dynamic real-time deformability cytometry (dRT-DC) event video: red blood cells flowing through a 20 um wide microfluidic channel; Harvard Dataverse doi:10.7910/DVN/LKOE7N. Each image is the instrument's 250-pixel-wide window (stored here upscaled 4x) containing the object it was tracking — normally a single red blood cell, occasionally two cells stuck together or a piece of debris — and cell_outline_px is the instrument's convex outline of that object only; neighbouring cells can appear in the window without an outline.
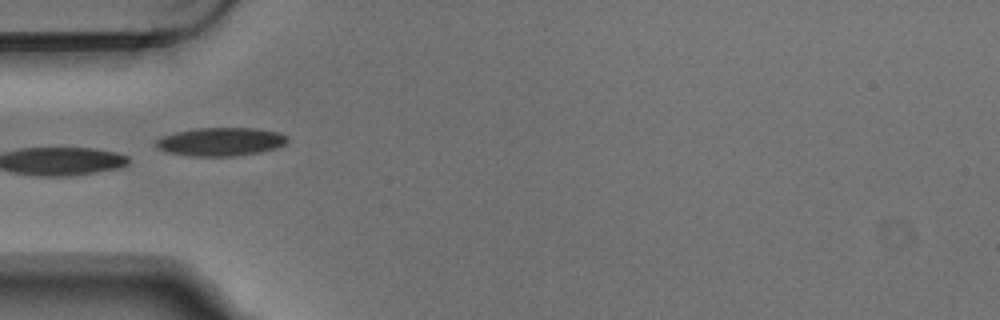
{"species": "Egyptian fruit bat (a non-hibernating species)", "species_latin": "Rousettus aegyptiacus", "temperature_condition": "warm", "stored_images_in_passage": 6, "camera_frame_rate_fps": 3000, "um_per_image_px": 0.085, "animal": {"sex": "male"}, "frame": {"image": 1, "passage_image": 5, "time_ms": 1.333, "image_size_px": [1000, 320], "cell_outline_px": [[288, 140], [284, 144], [276, 148], [260, 152], [232, 156], [192, 156], [164, 152], [156, 148], [156, 140], [164, 136], [176, 132], [196, 128], [256, 128], [276, 132], [288, 136]], "centroid_in_image_um": [18.74, 12.05], "position_along_channel_um": 66.3, "area_um2": 21.68}}
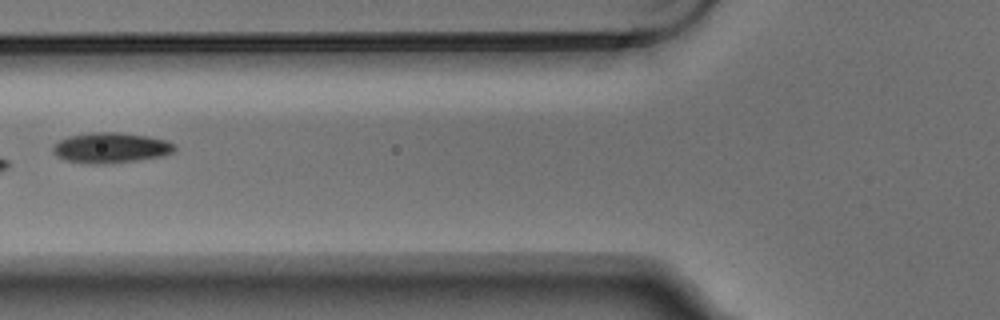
{"frame": {"image": 2, "passage_image": 6, "time_ms": 1.667, "image_size_px": [1000, 320], "cell_outline_px": [[176, 148], [172, 152], [164, 156], [136, 160], [100, 164], [92, 164], [64, 160], [56, 156], [52, 152], [52, 148], [60, 140], [68, 136], [92, 132], [116, 132], [148, 136], [164, 140], [176, 144]], "centroid_in_image_um": [9.41, 12.56], "position_along_channel_um": 116.4, "area_um2": 21.5}}